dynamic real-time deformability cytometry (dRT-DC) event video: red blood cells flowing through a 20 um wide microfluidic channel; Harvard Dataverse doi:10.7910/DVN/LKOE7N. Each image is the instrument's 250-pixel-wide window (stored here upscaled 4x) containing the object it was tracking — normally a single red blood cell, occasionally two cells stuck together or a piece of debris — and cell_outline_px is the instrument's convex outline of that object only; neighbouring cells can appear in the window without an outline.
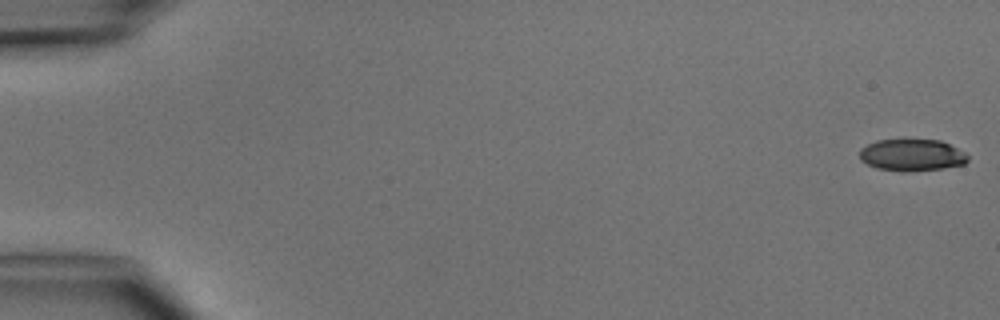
{"species": "common noctule bat (a hibernating species)", "species_latin": "Nyctalus noctula", "temperature_condition": "cold", "stored_images_in_passage": 4, "camera_frame_rate_fps": 3000, "um_per_image_px": 0.085, "animal": {"sex": "male", "body_mass_g": 15.6}, "frame": {"image": 1, "passage_image": 1, "time_ms": 0.0, "image_size_px": [1000, 320], "cell_outline_px": [[968, 160], [964, 164], [944, 168], [904, 172], [876, 168], [860, 160], [860, 148], [876, 140], [900, 136], [904, 136], [940, 140], [964, 152], [968, 156]], "centroid_in_image_um": [77.47, 13.12], "position_along_channel_um": 7.5, "area_um2": 20.98}}